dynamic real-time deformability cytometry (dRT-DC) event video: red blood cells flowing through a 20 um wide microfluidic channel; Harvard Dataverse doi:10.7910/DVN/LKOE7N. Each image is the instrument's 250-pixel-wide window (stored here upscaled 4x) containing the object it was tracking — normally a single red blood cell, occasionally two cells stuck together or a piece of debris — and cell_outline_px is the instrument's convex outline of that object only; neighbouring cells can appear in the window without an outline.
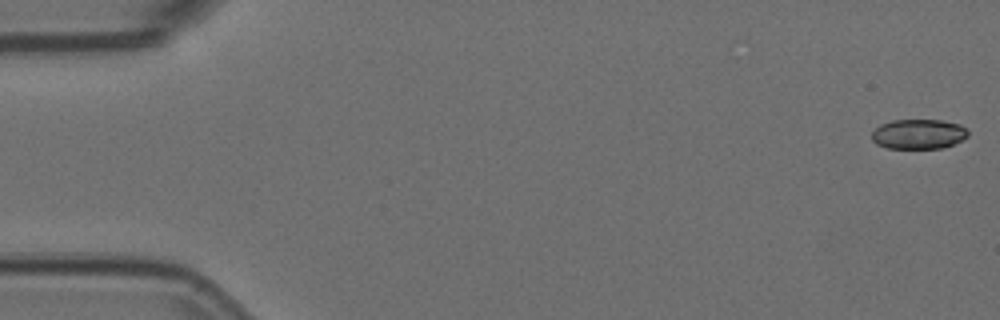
{"species": "Egyptian fruit bat (a non-hibernating species)", "species_latin": "Rousettus aegyptiacus", "temperature_condition": "room temperature", "stored_images_in_passage": 4, "camera_frame_rate_fps": 3000, "um_per_image_px": 0.085, "animal": {"sex": "female"}, "frame": {"image": 1, "passage_image": 1, "time_ms": 0.0, "image_size_px": [1000, 320], "cell_outline_px": [[968, 136], [952, 144], [940, 148], [888, 148], [876, 144], [872, 140], [872, 132], [880, 124], [892, 120], [940, 120], [960, 124], [968, 128]], "centroid_in_image_um": [78.07, 11.38], "position_along_channel_um": 6.9, "area_um2": 16.7}}
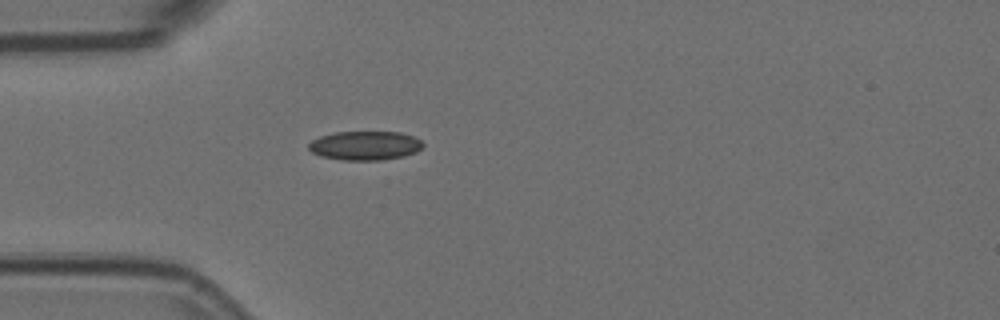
{"frame": {"image": 2, "passage_image": 4, "time_ms": 1.0, "image_size_px": [1000, 320], "cell_outline_px": [[424, 144], [416, 152], [404, 156], [380, 160], [344, 160], [320, 156], [312, 152], [308, 148], [308, 144], [312, 140], [320, 136], [336, 132], [400, 132], [412, 136], [420, 140]], "centroid_in_image_um": [31.01, 12.37], "position_along_channel_um": 54.0, "area_um2": 19.25}}